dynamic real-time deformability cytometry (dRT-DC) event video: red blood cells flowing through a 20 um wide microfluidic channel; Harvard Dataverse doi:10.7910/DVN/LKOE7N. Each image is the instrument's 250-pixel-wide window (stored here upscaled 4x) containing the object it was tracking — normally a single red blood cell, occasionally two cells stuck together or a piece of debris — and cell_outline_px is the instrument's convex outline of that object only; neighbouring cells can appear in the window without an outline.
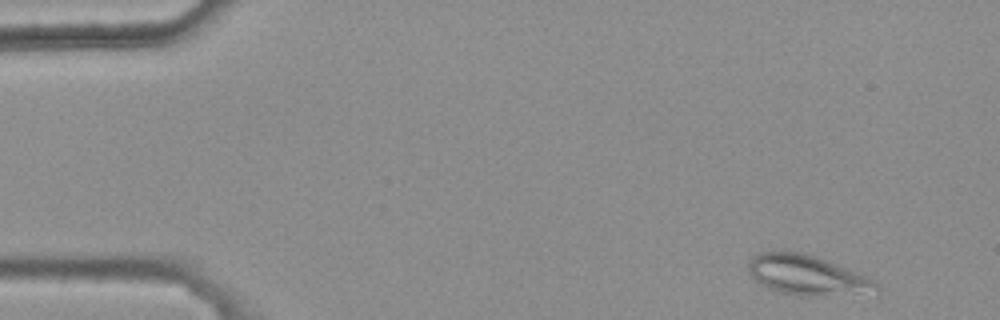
{"species": "common noctule bat (a hibernating species)", "species_latin": "Nyctalus noctula", "temperature_condition": "warm", "stored_images_in_passage": 4, "camera_frame_rate_fps": 3000, "um_per_image_px": 0.085, "animal": {"sex": "female", "body_mass_g": 25.1}, "frame": {"image": 1, "passage_image": 1, "time_ms": 0.0, "image_size_px": [1000, 320], "cell_outline_px": [[880, 292], [824, 296], [800, 296], [780, 292], [768, 288], [760, 284], [752, 276], [748, 268], [748, 264], [752, 256], [760, 252], [804, 252], [816, 256], [868, 276], [880, 284]], "centroid_in_image_um": [68.66, 23.4], "position_along_channel_um": 16.3, "area_um2": 29.94}}